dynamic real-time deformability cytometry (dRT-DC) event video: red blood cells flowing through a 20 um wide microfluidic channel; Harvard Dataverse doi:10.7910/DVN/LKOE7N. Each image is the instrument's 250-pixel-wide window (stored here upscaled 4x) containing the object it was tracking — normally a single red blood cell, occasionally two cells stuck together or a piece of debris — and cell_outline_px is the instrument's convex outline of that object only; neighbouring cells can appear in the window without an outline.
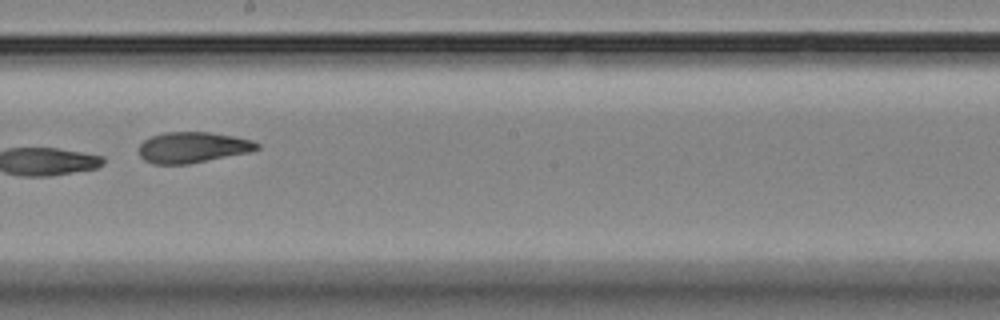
{"species": "Egyptian fruit bat (a non-hibernating species)", "species_latin": "Rousettus aegyptiacus", "temperature_condition": "room temperature", "stored_images_in_passage": 11, "camera_frame_rate_fps": 3000, "um_per_image_px": 0.085, "animal": {"sex": "female"}, "frame": {"image": 1, "passage_image": 5, "time_ms": 4.667, "image_size_px": [1000, 320], "cell_outline_px": [[260, 148], [248, 152], [188, 164], [152, 164], [144, 160], [140, 156], [140, 144], [144, 140], [152, 136], [164, 132], [208, 132], [232, 136], [252, 140], [260, 144]], "centroid_in_image_um": [16.36, 12.53], "position_along_channel_um": 231.8, "area_um2": 21.04}}
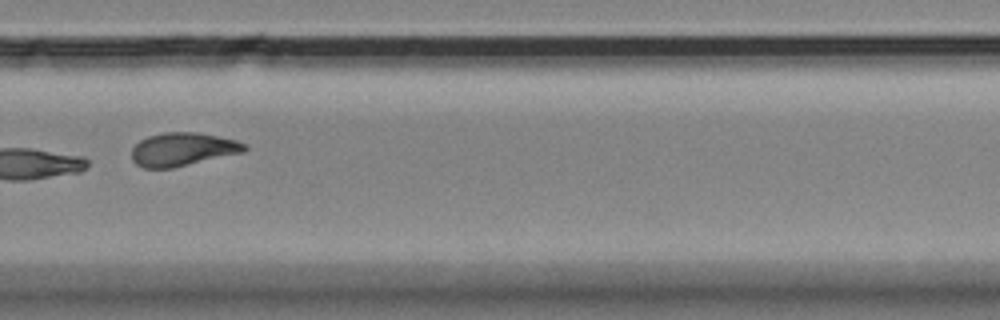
{"frame": {"image": 2, "passage_image": 7, "time_ms": 7.0, "image_size_px": [1000, 320], "cell_outline_px": [[248, 148], [244, 152], [172, 168], [144, 168], [136, 164], [132, 160], [132, 148], [140, 140], [148, 136], [164, 132], [200, 132], [236, 140], [244, 144]], "centroid_in_image_um": [15.52, 12.68], "position_along_channel_um": 314.3, "area_um2": 21.91}}